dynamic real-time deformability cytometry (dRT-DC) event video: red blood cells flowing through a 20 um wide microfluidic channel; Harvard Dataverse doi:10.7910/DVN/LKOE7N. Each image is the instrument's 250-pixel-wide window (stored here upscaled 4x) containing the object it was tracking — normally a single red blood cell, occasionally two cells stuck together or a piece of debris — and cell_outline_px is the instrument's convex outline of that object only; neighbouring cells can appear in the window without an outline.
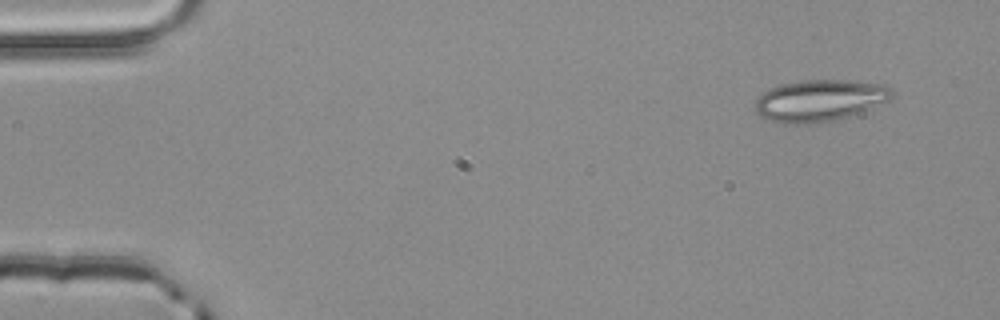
{"species": "common noctule bat (a hibernating species)", "species_latin": "Nyctalus noctula", "temperature_condition": "room temperature", "stored_images_in_passage": 3, "camera_frame_rate_fps": 3000, "um_per_image_px": 0.085, "animal": {"sex": "male", "body_mass_g": 20.4}, "frame": {"image": 1, "passage_image": 1, "time_ms": 0.0, "image_size_px": [1000, 320], "cell_outline_px": [[892, 96], [888, 100], [860, 112], [836, 120], [808, 124], [792, 124], [772, 120], [760, 116], [756, 112], [756, 100], [764, 92], [772, 88], [784, 84], [804, 80], [852, 80], [884, 84], [892, 88]], "centroid_in_image_um": [69.7, 8.54], "position_along_channel_um": 15.3, "area_um2": 32.83}}